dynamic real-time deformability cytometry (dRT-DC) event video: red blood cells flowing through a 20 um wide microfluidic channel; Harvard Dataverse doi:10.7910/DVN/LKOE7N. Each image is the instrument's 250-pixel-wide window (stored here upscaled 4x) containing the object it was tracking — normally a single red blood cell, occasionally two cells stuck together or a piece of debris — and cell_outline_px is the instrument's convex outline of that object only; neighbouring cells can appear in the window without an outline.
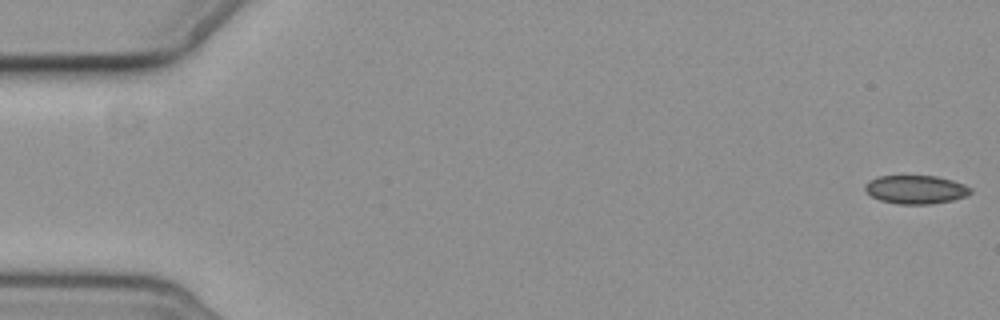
{"species": "common noctule bat (a hibernating species)", "species_latin": "Nyctalus noctula", "temperature_condition": "cold", "stored_images_in_passage": 5, "camera_frame_rate_fps": 3000, "um_per_image_px": 0.085, "animal": {"sex": "female", "body_mass_g": 19.3, "forearm_length_mm": 54.1}, "frame": {"image": 1, "passage_image": 1, "time_ms": 0.0, "image_size_px": [1000, 320], "cell_outline_px": [[972, 192], [968, 196], [952, 200], [932, 204], [896, 204], [880, 200], [872, 196], [864, 188], [864, 184], [868, 180], [880, 176], [936, 176], [952, 180], [964, 184], [972, 188]], "centroid_in_image_um": [77.86, 16.11], "position_along_channel_um": 7.1, "area_um2": 17.63}}